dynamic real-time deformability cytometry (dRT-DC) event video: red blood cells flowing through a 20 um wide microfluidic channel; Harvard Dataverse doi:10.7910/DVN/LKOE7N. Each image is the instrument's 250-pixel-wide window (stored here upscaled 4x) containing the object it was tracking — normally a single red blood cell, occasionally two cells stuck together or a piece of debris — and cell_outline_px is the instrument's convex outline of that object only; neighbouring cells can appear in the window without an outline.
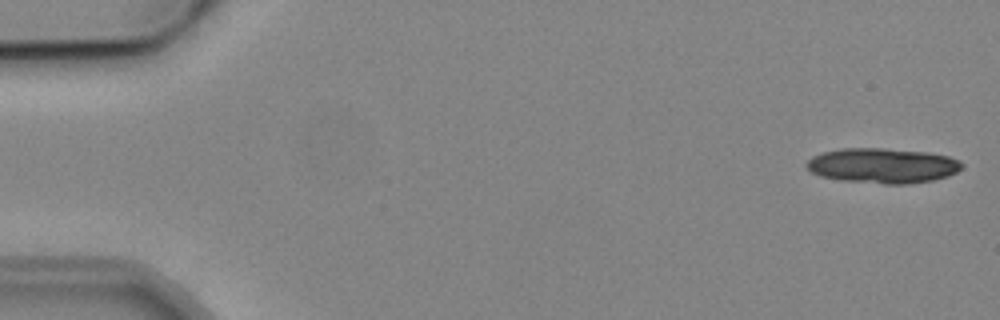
{"species": "common noctule bat (a hibernating species)", "species_latin": "Nyctalus noctula", "temperature_condition": "cold", "stored_images_in_passage": 6, "segment_of_instrument_passage": [1, 2], "camera_frame_rate_fps": 3000, "um_per_image_px": 0.085, "animal": {"sex": "male", "body_mass_g": 19.2, "forearm_length_mm": 51.8}, "frame": {"image": 1, "passage_image": 1, "time_ms": 0.0, "image_size_px": [1000, 320], "cell_outline_px": [[964, 168], [948, 176], [932, 180], [908, 184], [884, 184], [840, 180], [820, 176], [812, 172], [804, 164], [812, 156], [824, 152], [844, 148], [884, 148], [928, 152], [948, 156], [960, 160], [964, 164]], "centroid_in_image_um": [75.05, 14.08], "position_along_channel_um": 10.0, "area_um2": 31.91}}